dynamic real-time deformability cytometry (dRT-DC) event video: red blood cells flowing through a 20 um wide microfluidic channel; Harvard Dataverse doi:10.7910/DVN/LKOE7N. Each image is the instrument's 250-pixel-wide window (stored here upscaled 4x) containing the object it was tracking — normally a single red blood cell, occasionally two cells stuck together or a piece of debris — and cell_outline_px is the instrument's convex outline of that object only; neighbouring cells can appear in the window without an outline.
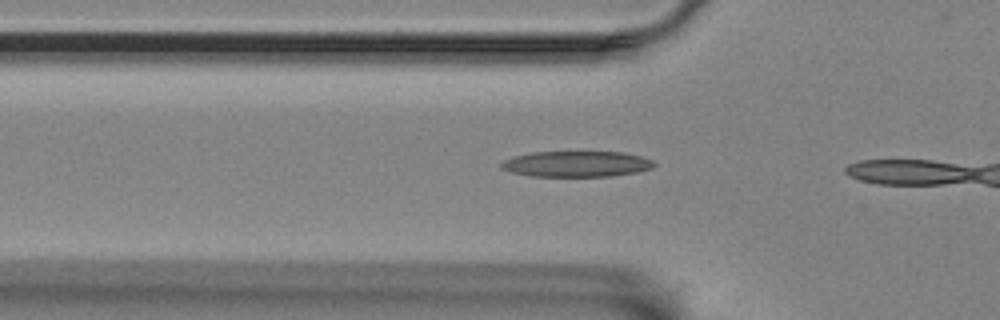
{"species": "Egyptian fruit bat (a non-hibernating species)", "species_latin": "Rousettus aegyptiacus", "temperature_condition": "room temperature", "stored_images_in_passage": 5, "camera_frame_rate_fps": 3000, "um_per_image_px": 0.085, "animal": {"sex": "female"}, "frame": {"image": 1, "passage_image": 3, "time_ms": 0.667, "image_size_px": [1000, 320], "cell_outline_px": [[656, 164], [652, 168], [636, 172], [612, 176], [528, 176], [512, 172], [500, 168], [500, 164], [504, 160], [512, 156], [532, 152], [624, 152], [640, 156], [652, 160]], "centroid_in_image_um": [48.98, 13.93], "position_along_channel_um": 76.8, "area_um2": 23.0}}